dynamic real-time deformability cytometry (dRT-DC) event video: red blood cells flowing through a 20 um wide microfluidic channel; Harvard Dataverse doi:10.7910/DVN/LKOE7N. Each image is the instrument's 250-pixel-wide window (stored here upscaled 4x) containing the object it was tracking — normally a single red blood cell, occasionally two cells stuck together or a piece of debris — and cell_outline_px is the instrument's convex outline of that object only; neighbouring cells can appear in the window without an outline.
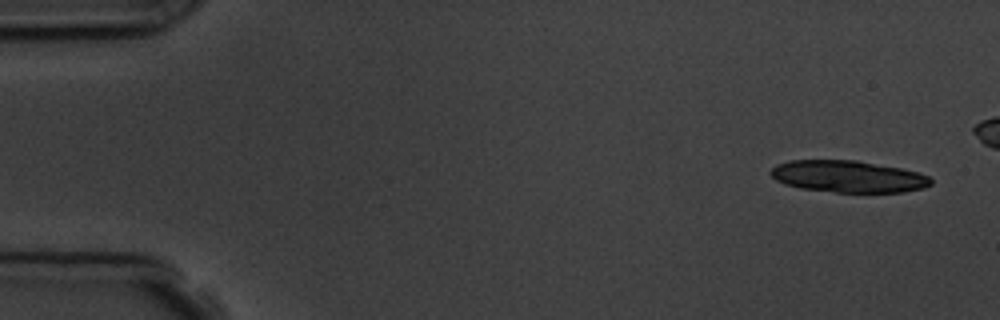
{"species": "common noctule bat (a hibernating species)", "species_latin": "Nyctalus noctula", "temperature_condition": "room temperature", "stored_images_in_passage": 7, "camera_frame_rate_fps": 3000, "um_per_image_px": 0.085, "animal": {"sex": "male", "body_mass_g": 19.5, "forearm_length_mm": 54.6}, "frame": {"image": 1, "passage_image": 1, "time_ms": 0.0, "image_size_px": [1000, 320], "cell_outline_px": [[932, 184], [924, 188], [904, 192], [836, 192], [800, 188], [784, 184], [776, 180], [768, 172], [776, 164], [788, 160], [856, 160], [900, 168], [916, 172], [928, 176], [932, 180]], "centroid_in_image_um": [72.06, 15.0], "position_along_channel_um": 12.9, "area_um2": 29.77}}